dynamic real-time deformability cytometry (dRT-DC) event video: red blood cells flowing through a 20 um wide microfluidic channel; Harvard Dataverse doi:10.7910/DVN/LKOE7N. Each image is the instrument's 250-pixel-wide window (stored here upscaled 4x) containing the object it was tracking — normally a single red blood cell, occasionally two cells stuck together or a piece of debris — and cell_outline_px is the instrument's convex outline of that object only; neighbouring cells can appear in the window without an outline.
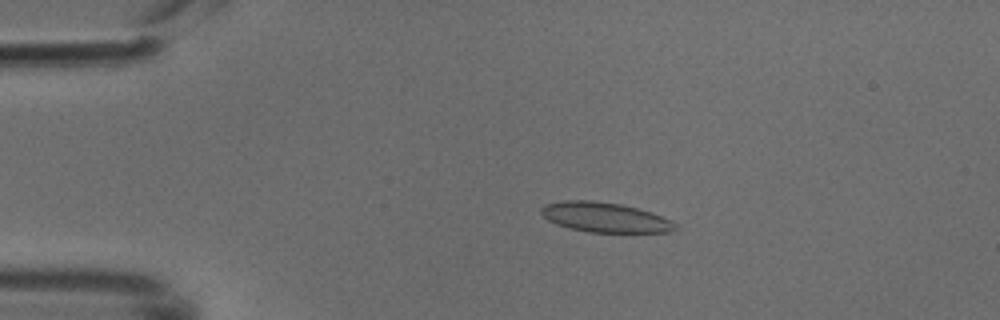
{"species": "common noctule bat (a hibernating species)", "species_latin": "Nyctalus noctula", "temperature_condition": "cold", "stored_images_in_passage": 48, "camera_frame_rate_fps": 3000, "um_per_image_px": 0.085, "animal": {"sex": "male", "body_mass_g": 18.8}, "frame": {"image": 1, "passage_image": 9, "time_ms": 2.667, "image_size_px": [1000, 320], "cell_outline_px": [[676, 228], [668, 232], [588, 232], [568, 228], [556, 224], [548, 220], [540, 212], [540, 208], [544, 204], [564, 200], [588, 200], [620, 204], [652, 212], [672, 220], [676, 224]], "centroid_in_image_um": [51.39, 18.47], "position_along_channel_um": 33.6, "area_um2": 23.29}}
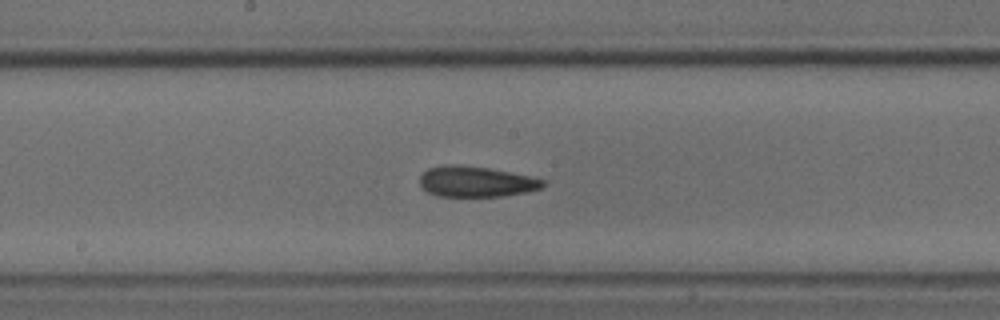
{"frame": {"image": 2, "passage_image": 25, "time_ms": 8.0, "image_size_px": [1000, 320], "cell_outline_px": [[548, 184], [540, 188], [528, 192], [504, 196], [436, 196], [420, 188], [420, 176], [428, 168], [452, 164], [456, 164], [488, 168], [528, 176], [544, 180]], "centroid_in_image_um": [40.45, 15.45], "position_along_channel_um": 207.8, "area_um2": 21.96}}
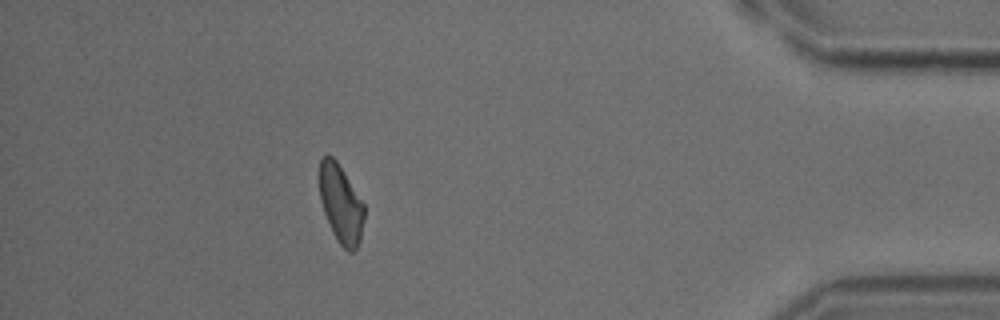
{"frame": {"image": 3, "passage_image": 43, "time_ms": 14.0, "image_size_px": [1000, 320], "cell_outline_px": [[364, 220], [360, 240], [356, 248], [352, 252], [348, 252], [336, 240], [332, 232], [324, 212], [320, 200], [320, 160], [324, 156], [332, 156], [336, 160], [364, 204]], "centroid_in_image_um": [28.98, 17.37], "position_along_channel_um": 406.2, "area_um2": 20.17}}